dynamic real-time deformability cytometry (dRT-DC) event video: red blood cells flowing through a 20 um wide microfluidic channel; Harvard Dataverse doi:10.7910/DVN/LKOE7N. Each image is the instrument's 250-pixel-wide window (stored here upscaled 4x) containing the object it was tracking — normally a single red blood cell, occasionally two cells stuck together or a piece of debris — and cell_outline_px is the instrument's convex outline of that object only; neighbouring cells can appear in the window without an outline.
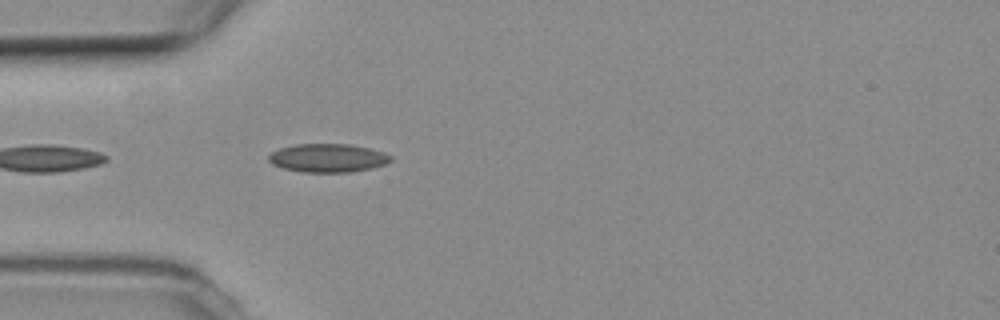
{"species": "common noctule bat (a hibernating species)", "species_latin": "Nyctalus noctula", "temperature_condition": "room temperature", "stored_images_in_passage": 4, "camera_frame_rate_fps": 3000, "um_per_image_px": 0.085, "animal": {"sex": "female", "body_mass_g": 19.3, "forearm_length_mm": 54.1}, "frame": {"image": 1, "passage_image": 4, "time_ms": 4.667, "image_size_px": [1000, 320], "cell_outline_px": [[392, 160], [384, 164], [372, 168], [352, 172], [304, 172], [284, 168], [272, 164], [268, 160], [268, 156], [272, 152], [280, 148], [296, 144], [348, 144], [368, 148], [384, 152], [392, 156]], "centroid_in_image_um": [27.87, 13.43], "position_along_channel_um": 57.1, "area_um2": 20.17}}